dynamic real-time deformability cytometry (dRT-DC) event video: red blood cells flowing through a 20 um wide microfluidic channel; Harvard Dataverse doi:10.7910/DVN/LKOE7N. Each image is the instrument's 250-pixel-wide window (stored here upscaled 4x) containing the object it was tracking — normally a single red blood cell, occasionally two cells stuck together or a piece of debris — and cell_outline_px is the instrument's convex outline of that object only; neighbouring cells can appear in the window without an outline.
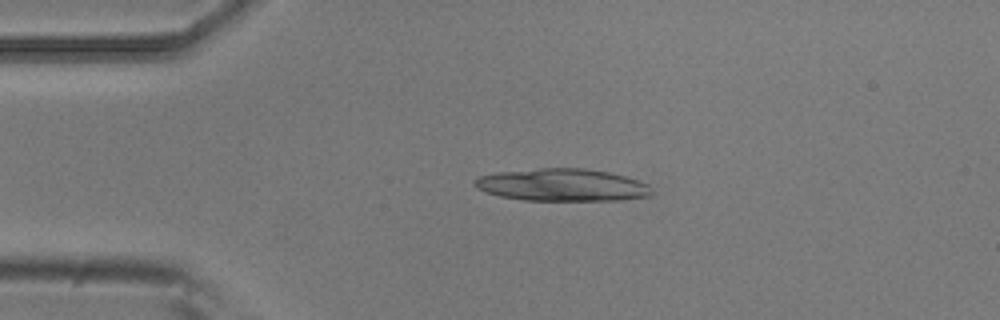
{"species": "common noctule bat (a hibernating species)", "species_latin": "Nyctalus noctula", "temperature_condition": "room temperature", "stored_images_in_passage": 4, "camera_frame_rate_fps": 3000, "um_per_image_px": 0.085, "animal": {"sex": "male", "body_mass_g": 20.5, "forearm_length_mm": 52.5}, "frame": {"image": 1, "passage_image": 3, "time_ms": 0.667, "image_size_px": [1000, 320], "cell_outline_px": [[652, 196], [620, 200], [524, 200], [500, 196], [484, 192], [476, 188], [472, 184], [480, 176], [500, 172], [540, 168], [584, 168], [608, 172], [624, 176], [648, 184], [652, 192]], "centroid_in_image_um": [47.79, 15.73], "position_along_channel_um": 37.2, "area_um2": 33.29}}